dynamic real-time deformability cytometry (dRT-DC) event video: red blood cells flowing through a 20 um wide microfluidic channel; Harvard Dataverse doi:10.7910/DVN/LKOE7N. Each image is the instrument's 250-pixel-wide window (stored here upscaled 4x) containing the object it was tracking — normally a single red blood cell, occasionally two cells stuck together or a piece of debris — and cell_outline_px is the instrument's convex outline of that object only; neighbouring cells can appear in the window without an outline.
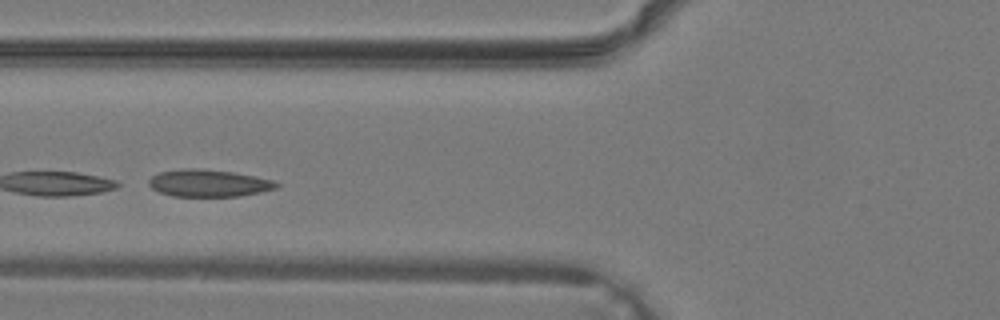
{"species": "common noctule bat (a hibernating species)", "species_latin": "Nyctalus noctula", "temperature_condition": "warm", "stored_images_in_passage": 30, "camera_frame_rate_fps": 3000, "um_per_image_px": 0.085, "animal": {"sex": "male", "body_mass_g": 19.2, "forearm_length_mm": 51.8}, "frame": {"image": 1, "passage_image": 9, "time_ms": 2.667, "image_size_px": [1000, 320], "cell_outline_px": [[280, 184], [276, 188], [260, 192], [240, 196], [172, 196], [160, 192], [152, 188], [148, 184], [148, 180], [152, 176], [160, 172], [184, 168], [196, 168], [232, 172], [256, 176], [272, 180]], "centroid_in_image_um": [17.72, 15.56], "position_along_channel_um": 108.1, "area_um2": 20.11}}